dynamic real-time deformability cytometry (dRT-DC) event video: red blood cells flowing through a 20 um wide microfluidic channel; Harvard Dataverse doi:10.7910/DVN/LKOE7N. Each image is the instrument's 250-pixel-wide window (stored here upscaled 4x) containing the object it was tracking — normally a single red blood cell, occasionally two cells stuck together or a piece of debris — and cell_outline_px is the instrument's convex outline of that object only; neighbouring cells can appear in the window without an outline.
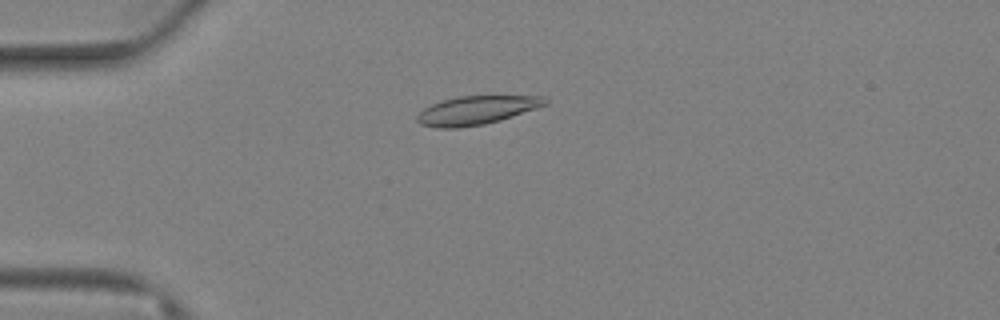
{"species": "Egyptian fruit bat (a non-hibernating species)", "species_latin": "Rousettus aegyptiacus", "temperature_condition": "warm", "stored_images_in_passage": 81, "camera_frame_rate_fps": 3000, "um_per_image_px": 0.085, "animal": {"sex": "female"}, "frame": {"image": 1, "passage_image": 22, "time_ms": 7.0, "image_size_px": [1000, 320], "cell_outline_px": [[548, 104], [500, 120], [484, 124], [460, 128], [440, 128], [420, 124], [416, 120], [416, 116], [424, 108], [440, 100], [460, 96], [544, 96], [548, 100]], "centroid_in_image_um": [40.48, 9.37], "position_along_channel_um": 44.5, "area_um2": 21.27}}
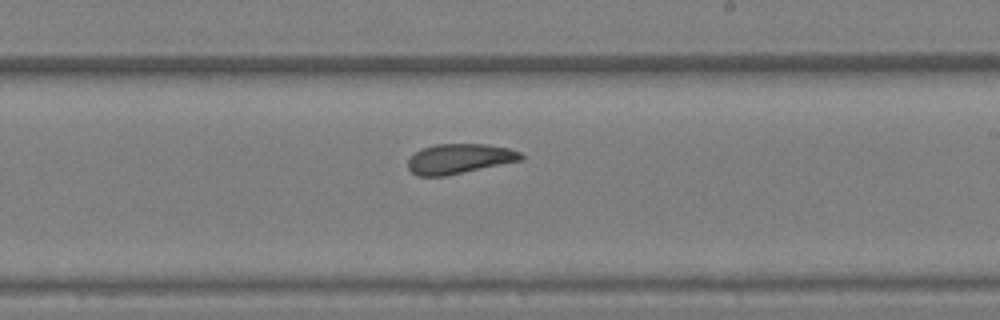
{"frame": {"image": 2, "passage_image": 49, "time_ms": 16.0, "image_size_px": [1000, 320], "cell_outline_px": [[524, 156], [520, 160], [444, 176], [416, 176], [408, 168], [408, 160], [420, 148], [436, 144], [484, 144], [508, 148], [520, 152]], "centroid_in_image_um": [39.0, 13.49], "position_along_channel_um": 250.0, "area_um2": 19.42}}
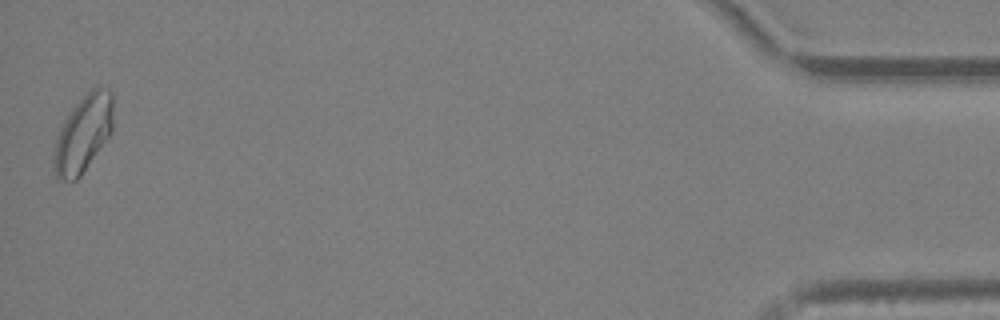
{"frame": {"image": 3, "passage_image": 80, "time_ms": 26.333, "image_size_px": [1000, 320], "cell_outline_px": [[112, 132], [80, 176], [76, 180], [56, 180], [52, 164], [52, 160], [56, 140], [60, 128], [64, 120], [72, 108], [92, 88], [108, 88], [112, 92]], "centroid_in_image_um": [7.05, 11.4], "position_along_channel_um": 428.2, "area_um2": 26.41}, "authors_computed_cell_mechanics": {"area_um2": 21.6172, "velocity_mm_per_s": 2.587, "shape_relaxation_time_tau1_ms": null, "shape_relaxation_time_tau2_ms": 2.5995, "deformation_change_tau1": null, "deformation_change_tau2": 0.0718}}